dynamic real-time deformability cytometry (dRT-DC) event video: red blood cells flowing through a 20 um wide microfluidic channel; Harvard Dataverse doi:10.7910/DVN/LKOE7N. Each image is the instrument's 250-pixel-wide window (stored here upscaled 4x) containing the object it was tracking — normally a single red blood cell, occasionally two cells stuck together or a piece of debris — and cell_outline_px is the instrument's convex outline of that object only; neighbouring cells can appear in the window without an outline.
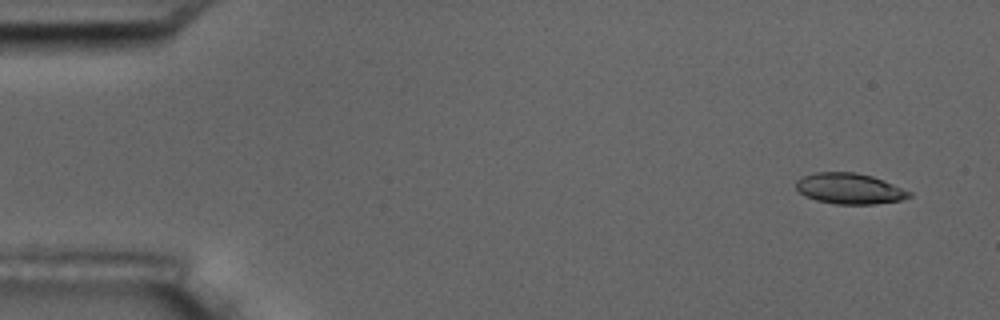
{"species": "common noctule bat (a hibernating species)", "species_latin": "Nyctalus noctula", "temperature_condition": "room temperature", "stored_images_in_passage": 5, "segment_of_instrument_passage": [2, 2], "camera_frame_rate_fps": 3000, "um_per_image_px": 0.085, "animal": {"sex": "male", "body_mass_g": 17.5, "forearm_length_mm": 52.3}, "frame": {"image": 1, "passage_image": 5, "time_ms": 4.667, "image_size_px": [1000, 320], "cell_outline_px": [[912, 196], [900, 200], [876, 204], [836, 204], [816, 200], [804, 196], [796, 188], [796, 180], [800, 176], [816, 172], [856, 172], [872, 176], [884, 180], [912, 192]], "centroid_in_image_um": [72.19, 16.02], "position_along_channel_um": 12.8, "area_um2": 20.46}}